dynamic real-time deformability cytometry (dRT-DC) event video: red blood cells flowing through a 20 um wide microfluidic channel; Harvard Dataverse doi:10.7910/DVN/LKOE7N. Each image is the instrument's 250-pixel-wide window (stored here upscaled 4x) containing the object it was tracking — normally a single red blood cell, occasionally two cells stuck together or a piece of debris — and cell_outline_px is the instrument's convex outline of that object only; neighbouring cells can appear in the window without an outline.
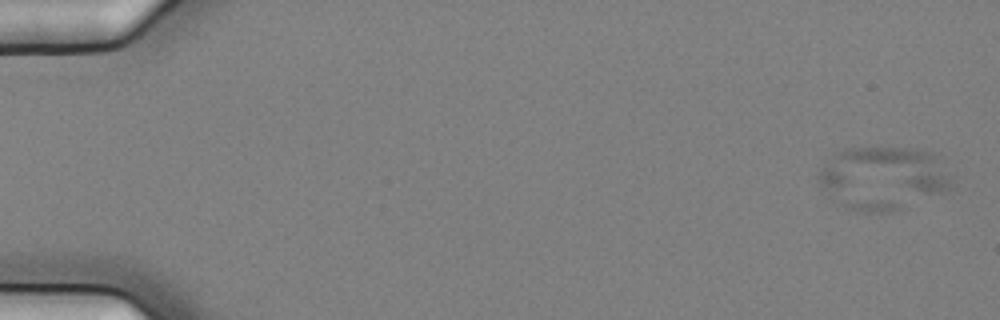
{"species": "common noctule bat (a hibernating species)", "species_latin": "Nyctalus noctula", "temperature_condition": "cold", "stored_images_in_passage": 7, "camera_frame_rate_fps": 3000, "um_per_image_px": 0.085, "animal": {"sex": "female", "body_mass_g": 25.1}, "frame": {"image": 1, "passage_image": 2, "time_ms": 0.333, "image_size_px": [1000, 320], "cell_outline_px": [[956, 176], [952, 188], [944, 192], [900, 208], [884, 212], [856, 212], [832, 200], [816, 176], [824, 164], [836, 152], [844, 148], [916, 148], [936, 152], [940, 156]], "centroid_in_image_um": [75.16, 15.11], "position_along_channel_um": 9.8, "area_um2": 49.94}}